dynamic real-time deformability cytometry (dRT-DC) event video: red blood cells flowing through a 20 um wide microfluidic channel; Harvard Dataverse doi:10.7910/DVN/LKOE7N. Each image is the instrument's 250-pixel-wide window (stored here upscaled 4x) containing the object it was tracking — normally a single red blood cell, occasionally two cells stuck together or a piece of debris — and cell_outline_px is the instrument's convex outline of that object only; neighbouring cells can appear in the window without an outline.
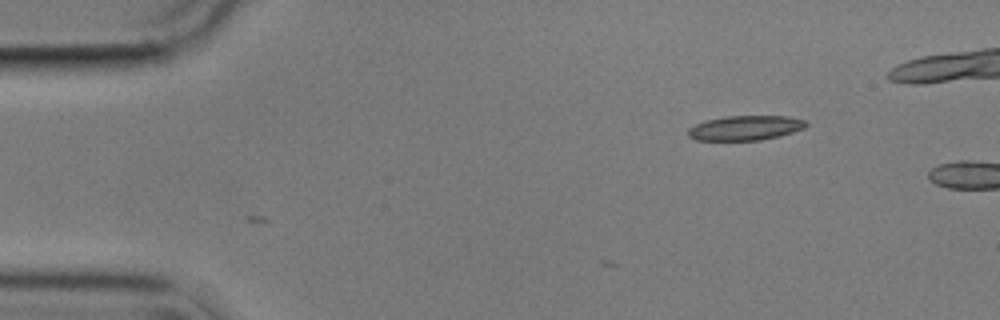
{"species": "common noctule bat (a hibernating species)", "species_latin": "Nyctalus noctula", "temperature_condition": "cold", "stored_images_in_passage": 4, "camera_frame_rate_fps": 3000, "um_per_image_px": 0.085, "animal": {"sex": "male", "body_mass_g": 17.9}, "frame": {"image": 1, "passage_image": 4, "time_ms": 1.0, "image_size_px": [1000, 320], "cell_outline_px": [[808, 124], [804, 128], [780, 136], [760, 140], [696, 140], [688, 136], [688, 128], [704, 120], [728, 116], [788, 116], [804, 120]], "centroid_in_image_um": [63.34, 10.87], "position_along_channel_um": 21.7, "area_um2": 16.94}}